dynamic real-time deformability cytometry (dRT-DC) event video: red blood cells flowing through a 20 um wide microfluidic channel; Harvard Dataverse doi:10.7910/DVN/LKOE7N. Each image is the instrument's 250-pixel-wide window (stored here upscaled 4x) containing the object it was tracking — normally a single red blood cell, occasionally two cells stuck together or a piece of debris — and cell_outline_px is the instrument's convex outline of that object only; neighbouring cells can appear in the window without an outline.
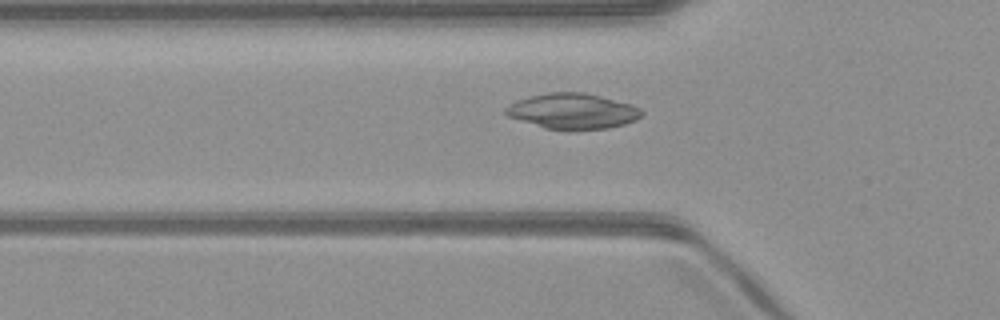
{"species": "common noctule bat (a hibernating species)", "species_latin": "Nyctalus noctula", "temperature_condition": "warm", "stored_images_in_passage": 51, "camera_frame_rate_fps": 3000, "um_per_image_px": 0.085, "animal": {"sex": "male", "body_mass_g": 23.1, "forearm_length_mm": 52.7}, "frame": {"image": 1, "passage_image": 17, "time_ms": 5.333, "image_size_px": [1000, 320], "cell_outline_px": [[644, 112], [636, 120], [624, 124], [608, 128], [568, 132], [544, 128], [508, 116], [504, 112], [504, 108], [508, 104], [516, 100], [548, 92], [584, 92], [632, 104], [640, 108]], "centroid_in_image_um": [48.67, 9.47], "position_along_channel_um": 77.1, "area_um2": 28.61}}
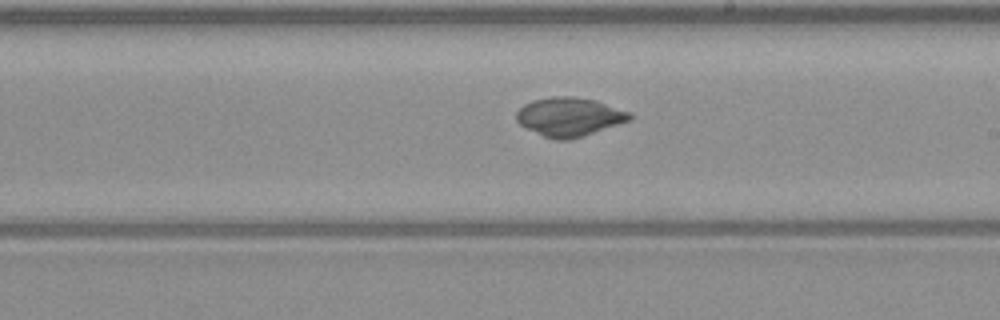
{"frame": {"image": 2, "passage_image": 29, "time_ms": 9.333, "image_size_px": [1000, 320], "cell_outline_px": [[632, 120], [568, 140], [552, 140], [520, 124], [516, 120], [516, 112], [524, 104], [532, 100], [552, 96], [572, 96], [596, 100], [632, 112]], "centroid_in_image_um": [48.41, 9.91], "position_along_channel_um": 240.6, "area_um2": 25.61}}
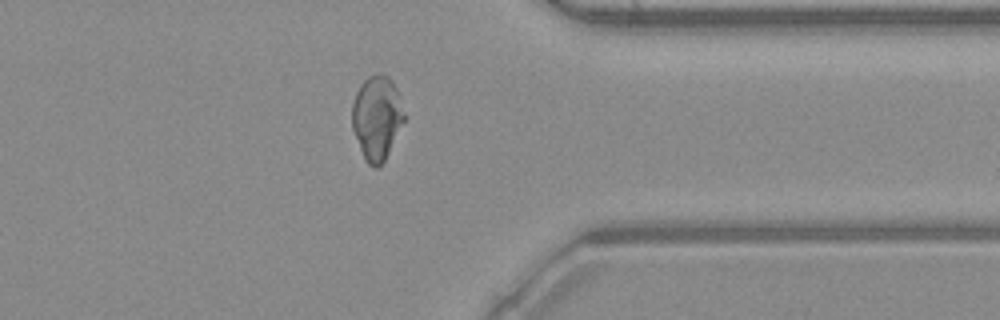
{"frame": {"image": 3, "passage_image": 40, "time_ms": 13.0, "image_size_px": [1000, 320], "cell_outline_px": [[408, 116], [384, 160], [376, 168], [372, 168], [364, 160], [352, 128], [352, 104], [356, 92], [360, 84], [368, 76], [388, 76], [392, 80], [400, 96]], "centroid_in_image_um": [32.06, 10.02], "position_along_channel_um": 379.3, "area_um2": 25.78}, "authors_computed_cell_mechanics": {"area_um2": 26.4724, "velocity_mm_per_s": 4.0593, "shape_relaxation_time_tau1_ms": null, "shape_relaxation_time_tau2_ms": 1.643, "deformation_change_tau1": null, "deformation_change_tau2": 0.0338}}